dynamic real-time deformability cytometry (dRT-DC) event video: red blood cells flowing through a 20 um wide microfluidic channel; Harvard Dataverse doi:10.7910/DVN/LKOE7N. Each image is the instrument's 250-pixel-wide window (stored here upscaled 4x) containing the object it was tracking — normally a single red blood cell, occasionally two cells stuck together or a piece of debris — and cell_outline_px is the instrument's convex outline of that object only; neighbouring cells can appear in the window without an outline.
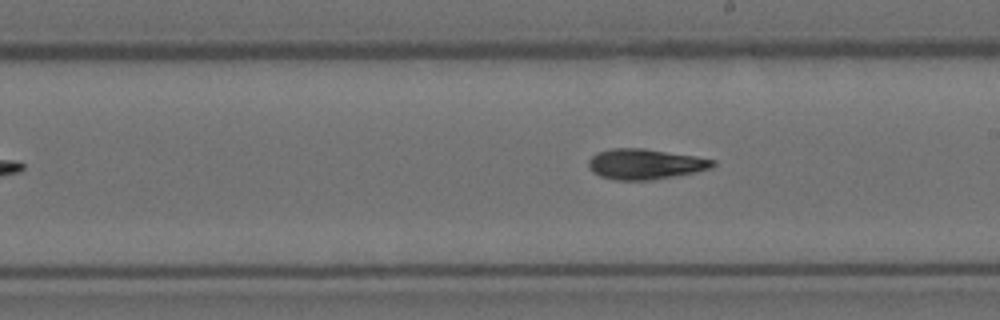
{"species": "Egyptian fruit bat (a non-hibernating species)", "species_latin": "Rousettus aegyptiacus", "temperature_condition": "room temperature", "stored_images_in_passage": 8, "segment_of_instrument_passage": [2, 2], "camera_frame_rate_fps": 3000, "um_per_image_px": 0.085, "animal": {"sex": "female"}, "frame": {"image": 1, "passage_image": 8, "time_ms": 2.333, "image_size_px": [1000, 320], "cell_outline_px": [[716, 164], [712, 168], [696, 172], [652, 180], [616, 180], [600, 176], [592, 172], [588, 168], [588, 160], [596, 152], [612, 148], [644, 148], [716, 160]], "centroid_in_image_um": [54.8, 13.95], "position_along_channel_um": 234.2, "area_um2": 22.08}}